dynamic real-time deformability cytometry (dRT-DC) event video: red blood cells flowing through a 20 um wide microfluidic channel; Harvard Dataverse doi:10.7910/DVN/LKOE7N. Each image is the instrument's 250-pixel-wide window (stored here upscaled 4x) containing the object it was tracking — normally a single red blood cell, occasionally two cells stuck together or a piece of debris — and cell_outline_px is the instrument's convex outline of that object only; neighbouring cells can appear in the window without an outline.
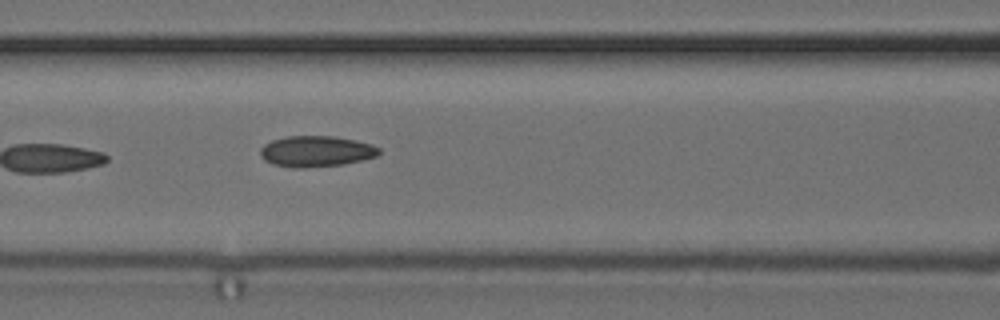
{"species": "common noctule bat (a hibernating species)", "species_latin": "Nyctalus noctula", "temperature_condition": "cold", "stored_images_in_passage": 3, "camera_frame_rate_fps": 3000, "um_per_image_px": 0.085, "animal": {"sex": "female", "body_mass_g": 24.6, "forearm_length_mm": 56.2}, "frame": {"image": 1, "passage_image": 3, "time_ms": 2.667, "image_size_px": [1000, 320], "cell_outline_px": [[380, 152], [376, 156], [344, 164], [304, 168], [296, 168], [272, 164], [264, 160], [260, 156], [260, 148], [264, 144], [272, 140], [288, 136], [332, 136], [372, 144], [380, 148]], "centroid_in_image_um": [26.83, 12.87], "position_along_channel_um": 139.8, "area_um2": 21.33}}